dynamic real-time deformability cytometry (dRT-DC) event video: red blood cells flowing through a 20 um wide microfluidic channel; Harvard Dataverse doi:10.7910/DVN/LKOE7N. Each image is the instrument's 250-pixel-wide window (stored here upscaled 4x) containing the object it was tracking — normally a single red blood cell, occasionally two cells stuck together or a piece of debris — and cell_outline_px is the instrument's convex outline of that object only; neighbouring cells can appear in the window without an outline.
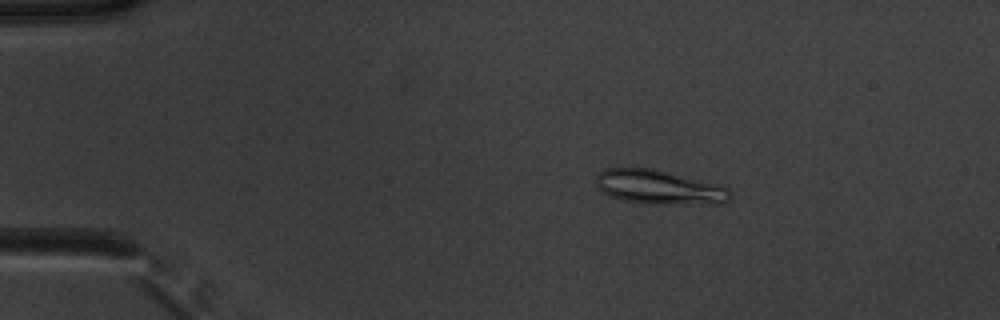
{"species": "common noctule bat (a hibernating species)", "species_latin": "Nyctalus noctula", "temperature_condition": "warm", "stored_images_in_passage": 51, "camera_frame_rate_fps": 3000, "um_per_image_px": 0.085, "animal": {"sex": "male", "body_mass_g": 20.1, "forearm_length_mm": 53.5}, "frame": {"image": 1, "passage_image": 9, "time_ms": 2.667, "image_size_px": [1000, 320], "cell_outline_px": [[732, 196], [724, 204], [644, 204], [624, 200], [612, 196], [604, 192], [596, 184], [596, 176], [600, 172], [608, 168], [652, 168], [720, 184], [728, 188]], "centroid_in_image_um": [56.09, 15.92], "position_along_channel_um": 28.9, "area_um2": 26.88}}
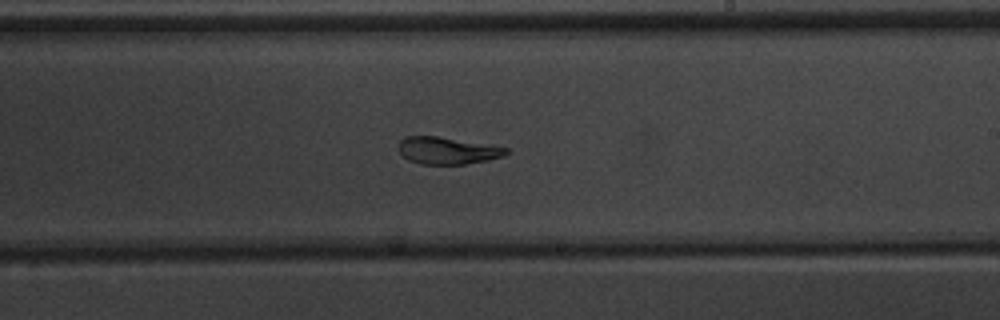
{"frame": {"image": 2, "passage_image": 31, "time_ms": 10.0, "image_size_px": [1000, 320], "cell_outline_px": [[508, 152], [504, 156], [488, 160], [464, 164], [420, 164], [408, 160], [400, 152], [400, 140], [404, 136], [436, 136], [508, 148]], "centroid_in_image_um": [38.01, 12.8], "position_along_channel_um": 251.0, "area_um2": 16.7}}
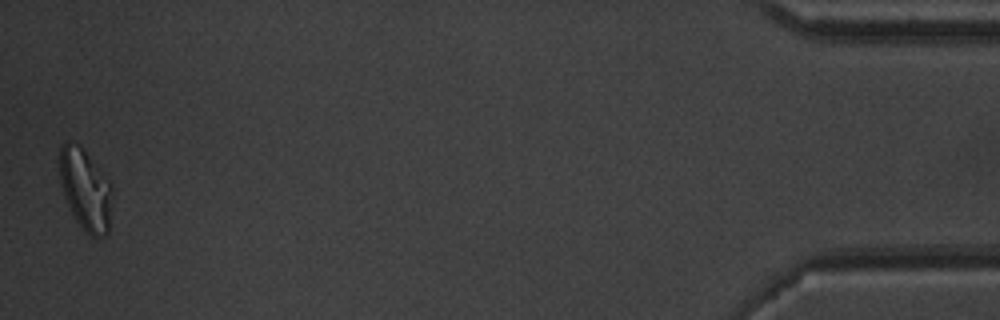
{"frame": {"image": 3, "passage_image": 51, "time_ms": 16.667, "image_size_px": [1000, 320], "cell_outline_px": [[112, 204], [108, 236], [96, 240], [88, 236], [84, 232], [76, 220], [64, 196], [60, 184], [60, 148], [68, 140], [80, 144], [112, 184]], "centroid_in_image_um": [7.3, 16.18], "position_along_channel_um": 427.9, "area_um2": 25.55}, "authors_computed_cell_mechanics": {"area_um2": 19.7676, "velocity_mm_per_s": 3.9275, "shape_relaxation_time_tau1_ms": 8.0139, "shape_relaxation_time_tau2_ms": 2.541, "deformation_change_tau1": 0.1987, "deformation_change_tau2": 0.0518}}